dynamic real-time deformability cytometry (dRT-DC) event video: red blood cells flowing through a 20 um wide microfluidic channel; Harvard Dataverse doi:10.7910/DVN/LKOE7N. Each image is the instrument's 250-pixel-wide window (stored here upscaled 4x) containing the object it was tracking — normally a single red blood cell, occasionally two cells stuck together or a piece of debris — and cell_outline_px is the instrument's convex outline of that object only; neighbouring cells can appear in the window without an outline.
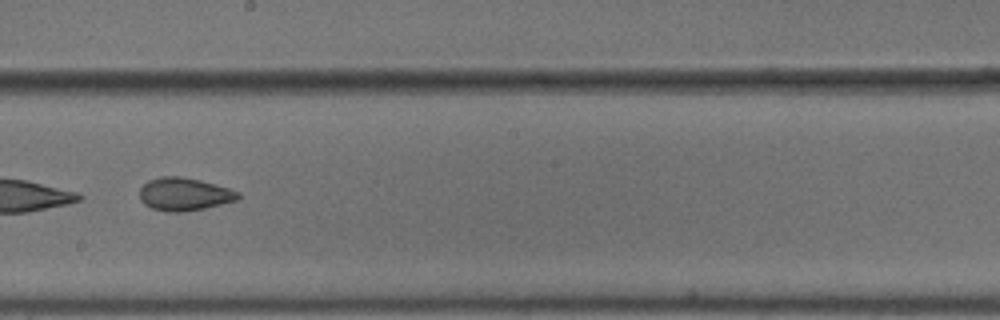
{"species": "common noctule bat (a hibernating species)", "species_latin": "Nyctalus noctula", "temperature_condition": "cold", "stored_images_in_passage": 9, "camera_frame_rate_fps": 3000, "um_per_image_px": 0.085, "animal": {"sex": "male", "body_mass_g": 18.8}, "frame": {"image": 1, "passage_image": 7, "time_ms": 2.0, "image_size_px": [1000, 320], "cell_outline_px": [[240, 200], [204, 208], [180, 212], [168, 212], [152, 208], [144, 204], [140, 200], [140, 188], [148, 180], [160, 176], [180, 176], [200, 180], [216, 184], [240, 192]], "centroid_in_image_um": [15.67, 16.5], "position_along_channel_um": 232.5, "area_um2": 19.02}}
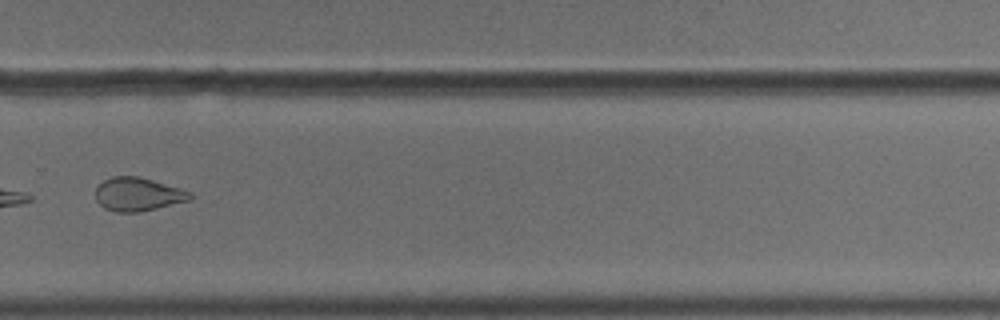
{"frame": {"image": 2, "passage_image": 9, "time_ms": 2.667, "image_size_px": [1000, 320], "cell_outline_px": [[192, 200], [140, 212], [116, 212], [104, 208], [96, 200], [96, 188], [104, 180], [112, 176], [140, 176], [192, 192]], "centroid_in_image_um": [11.74, 16.52], "position_along_channel_um": 318.1, "area_um2": 18.5}}